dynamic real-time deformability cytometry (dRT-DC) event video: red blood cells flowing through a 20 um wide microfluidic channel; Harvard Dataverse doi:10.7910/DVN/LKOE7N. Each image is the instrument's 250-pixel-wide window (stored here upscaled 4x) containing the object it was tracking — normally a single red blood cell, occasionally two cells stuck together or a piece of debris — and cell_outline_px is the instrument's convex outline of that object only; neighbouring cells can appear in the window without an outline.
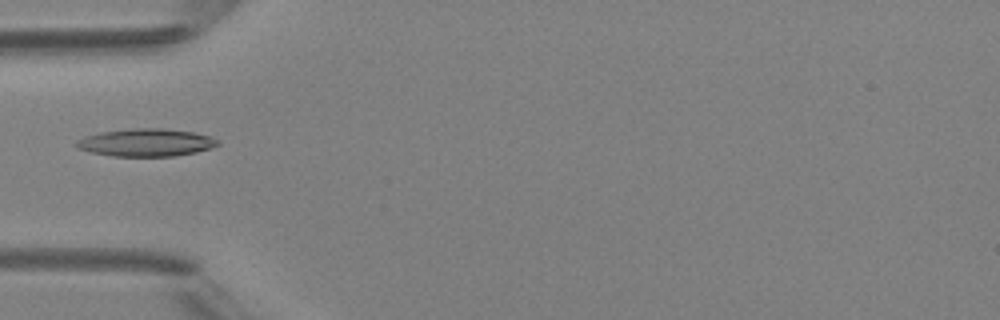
{"species": "Egyptian fruit bat (a non-hibernating species)", "species_latin": "Rousettus aegyptiacus", "temperature_condition": "room temperature", "stored_images_in_passage": 2, "camera_frame_rate_fps": 3000, "um_per_image_px": 0.085, "animal": {"sex": "female"}, "frame": {"image": 1, "passage_image": 2, "time_ms": 1.0, "image_size_px": [1000, 320], "cell_outline_px": [[220, 144], [212, 148], [196, 152], [176, 156], [112, 156], [92, 152], [80, 148], [76, 144], [76, 140], [100, 132], [132, 128], [164, 128], [192, 132], [208, 136], [220, 140]], "centroid_in_image_um": [12.47, 12.11], "position_along_channel_um": 72.5, "area_um2": 22.66}}